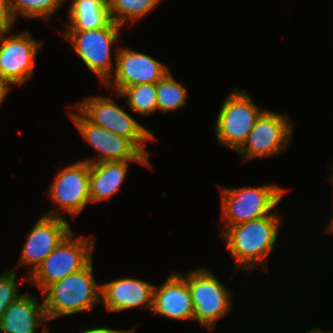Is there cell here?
<instances>
[{
    "label": "cell",
    "instance_id": "obj_22",
    "mask_svg": "<svg viewBox=\"0 0 333 333\" xmlns=\"http://www.w3.org/2000/svg\"><path fill=\"white\" fill-rule=\"evenodd\" d=\"M118 97L126 96L127 105L133 112L149 115L157 111L156 83H143L125 87Z\"/></svg>",
    "mask_w": 333,
    "mask_h": 333
},
{
    "label": "cell",
    "instance_id": "obj_5",
    "mask_svg": "<svg viewBox=\"0 0 333 333\" xmlns=\"http://www.w3.org/2000/svg\"><path fill=\"white\" fill-rule=\"evenodd\" d=\"M114 102L106 96H92L74 107L92 124L129 139L148 158L149 154L143 145L146 141L156 139L155 136Z\"/></svg>",
    "mask_w": 333,
    "mask_h": 333
},
{
    "label": "cell",
    "instance_id": "obj_15",
    "mask_svg": "<svg viewBox=\"0 0 333 333\" xmlns=\"http://www.w3.org/2000/svg\"><path fill=\"white\" fill-rule=\"evenodd\" d=\"M154 286L137 278H120L101 284L100 302L106 310L119 312L142 307L152 310Z\"/></svg>",
    "mask_w": 333,
    "mask_h": 333
},
{
    "label": "cell",
    "instance_id": "obj_18",
    "mask_svg": "<svg viewBox=\"0 0 333 333\" xmlns=\"http://www.w3.org/2000/svg\"><path fill=\"white\" fill-rule=\"evenodd\" d=\"M111 161L89 164V195L91 203L108 200L124 182L128 163Z\"/></svg>",
    "mask_w": 333,
    "mask_h": 333
},
{
    "label": "cell",
    "instance_id": "obj_12",
    "mask_svg": "<svg viewBox=\"0 0 333 333\" xmlns=\"http://www.w3.org/2000/svg\"><path fill=\"white\" fill-rule=\"evenodd\" d=\"M33 227L19 259L20 266L31 265L28 276L72 232L68 222L56 209L44 214Z\"/></svg>",
    "mask_w": 333,
    "mask_h": 333
},
{
    "label": "cell",
    "instance_id": "obj_20",
    "mask_svg": "<svg viewBox=\"0 0 333 333\" xmlns=\"http://www.w3.org/2000/svg\"><path fill=\"white\" fill-rule=\"evenodd\" d=\"M187 88L177 82L168 71L156 83L157 109L161 112L177 111L186 105Z\"/></svg>",
    "mask_w": 333,
    "mask_h": 333
},
{
    "label": "cell",
    "instance_id": "obj_19",
    "mask_svg": "<svg viewBox=\"0 0 333 333\" xmlns=\"http://www.w3.org/2000/svg\"><path fill=\"white\" fill-rule=\"evenodd\" d=\"M68 9L70 24L65 31H86L106 27L112 20L102 0H72Z\"/></svg>",
    "mask_w": 333,
    "mask_h": 333
},
{
    "label": "cell",
    "instance_id": "obj_13",
    "mask_svg": "<svg viewBox=\"0 0 333 333\" xmlns=\"http://www.w3.org/2000/svg\"><path fill=\"white\" fill-rule=\"evenodd\" d=\"M115 73L104 84L109 88L111 83L120 93L125 87L143 84L157 83L169 71L168 67L155 58L137 50L114 47Z\"/></svg>",
    "mask_w": 333,
    "mask_h": 333
},
{
    "label": "cell",
    "instance_id": "obj_7",
    "mask_svg": "<svg viewBox=\"0 0 333 333\" xmlns=\"http://www.w3.org/2000/svg\"><path fill=\"white\" fill-rule=\"evenodd\" d=\"M121 26L111 21L106 27L86 31H65L78 56L100 81L105 84L113 75L111 48L120 36Z\"/></svg>",
    "mask_w": 333,
    "mask_h": 333
},
{
    "label": "cell",
    "instance_id": "obj_11",
    "mask_svg": "<svg viewBox=\"0 0 333 333\" xmlns=\"http://www.w3.org/2000/svg\"><path fill=\"white\" fill-rule=\"evenodd\" d=\"M8 32L0 33V78L10 88L24 84L33 75L41 44L32 39L28 31L7 37Z\"/></svg>",
    "mask_w": 333,
    "mask_h": 333
},
{
    "label": "cell",
    "instance_id": "obj_28",
    "mask_svg": "<svg viewBox=\"0 0 333 333\" xmlns=\"http://www.w3.org/2000/svg\"><path fill=\"white\" fill-rule=\"evenodd\" d=\"M307 333H333L332 330L326 332V331H323V330H320L318 328H313L312 330L308 331Z\"/></svg>",
    "mask_w": 333,
    "mask_h": 333
},
{
    "label": "cell",
    "instance_id": "obj_21",
    "mask_svg": "<svg viewBox=\"0 0 333 333\" xmlns=\"http://www.w3.org/2000/svg\"><path fill=\"white\" fill-rule=\"evenodd\" d=\"M160 0H112L108 5L111 20L123 27L156 9Z\"/></svg>",
    "mask_w": 333,
    "mask_h": 333
},
{
    "label": "cell",
    "instance_id": "obj_4",
    "mask_svg": "<svg viewBox=\"0 0 333 333\" xmlns=\"http://www.w3.org/2000/svg\"><path fill=\"white\" fill-rule=\"evenodd\" d=\"M89 239L75 238L71 232L26 280L43 292L52 283L80 271L92 261L95 240Z\"/></svg>",
    "mask_w": 333,
    "mask_h": 333
},
{
    "label": "cell",
    "instance_id": "obj_10",
    "mask_svg": "<svg viewBox=\"0 0 333 333\" xmlns=\"http://www.w3.org/2000/svg\"><path fill=\"white\" fill-rule=\"evenodd\" d=\"M71 119L82 137L93 146L98 153V158L84 160L89 164L111 161H133L151 166L149 159L129 140L118 136L107 129L89 122L81 113L69 112Z\"/></svg>",
    "mask_w": 333,
    "mask_h": 333
},
{
    "label": "cell",
    "instance_id": "obj_30",
    "mask_svg": "<svg viewBox=\"0 0 333 333\" xmlns=\"http://www.w3.org/2000/svg\"><path fill=\"white\" fill-rule=\"evenodd\" d=\"M105 4L109 5L112 0H102Z\"/></svg>",
    "mask_w": 333,
    "mask_h": 333
},
{
    "label": "cell",
    "instance_id": "obj_9",
    "mask_svg": "<svg viewBox=\"0 0 333 333\" xmlns=\"http://www.w3.org/2000/svg\"><path fill=\"white\" fill-rule=\"evenodd\" d=\"M292 132V125L286 115L264 109L246 141L236 152L245 158L243 160L275 155L287 149Z\"/></svg>",
    "mask_w": 333,
    "mask_h": 333
},
{
    "label": "cell",
    "instance_id": "obj_26",
    "mask_svg": "<svg viewBox=\"0 0 333 333\" xmlns=\"http://www.w3.org/2000/svg\"><path fill=\"white\" fill-rule=\"evenodd\" d=\"M79 333H135V328L131 330H113L105 327L90 328Z\"/></svg>",
    "mask_w": 333,
    "mask_h": 333
},
{
    "label": "cell",
    "instance_id": "obj_1",
    "mask_svg": "<svg viewBox=\"0 0 333 333\" xmlns=\"http://www.w3.org/2000/svg\"><path fill=\"white\" fill-rule=\"evenodd\" d=\"M277 211L271 215L229 226L223 233L226 245L238 269L264 267L275 246L281 223ZM265 265H264V264Z\"/></svg>",
    "mask_w": 333,
    "mask_h": 333
},
{
    "label": "cell",
    "instance_id": "obj_3",
    "mask_svg": "<svg viewBox=\"0 0 333 333\" xmlns=\"http://www.w3.org/2000/svg\"><path fill=\"white\" fill-rule=\"evenodd\" d=\"M222 219L229 227L243 222L256 220L272 214L273 208L280 203L285 189L276 185L221 188Z\"/></svg>",
    "mask_w": 333,
    "mask_h": 333
},
{
    "label": "cell",
    "instance_id": "obj_31",
    "mask_svg": "<svg viewBox=\"0 0 333 333\" xmlns=\"http://www.w3.org/2000/svg\"><path fill=\"white\" fill-rule=\"evenodd\" d=\"M43 331L41 333H49V331L46 329V327L44 329H42Z\"/></svg>",
    "mask_w": 333,
    "mask_h": 333
},
{
    "label": "cell",
    "instance_id": "obj_14",
    "mask_svg": "<svg viewBox=\"0 0 333 333\" xmlns=\"http://www.w3.org/2000/svg\"><path fill=\"white\" fill-rule=\"evenodd\" d=\"M50 187L49 196L74 218L91 202L89 163L79 161L60 169Z\"/></svg>",
    "mask_w": 333,
    "mask_h": 333
},
{
    "label": "cell",
    "instance_id": "obj_17",
    "mask_svg": "<svg viewBox=\"0 0 333 333\" xmlns=\"http://www.w3.org/2000/svg\"><path fill=\"white\" fill-rule=\"evenodd\" d=\"M43 301L23 293L5 311L0 321L2 333H36L35 330L45 322H48Z\"/></svg>",
    "mask_w": 333,
    "mask_h": 333
},
{
    "label": "cell",
    "instance_id": "obj_8",
    "mask_svg": "<svg viewBox=\"0 0 333 333\" xmlns=\"http://www.w3.org/2000/svg\"><path fill=\"white\" fill-rule=\"evenodd\" d=\"M234 89L218 113L215 134L219 144L237 151L264 110L252 102L248 93Z\"/></svg>",
    "mask_w": 333,
    "mask_h": 333
},
{
    "label": "cell",
    "instance_id": "obj_27",
    "mask_svg": "<svg viewBox=\"0 0 333 333\" xmlns=\"http://www.w3.org/2000/svg\"><path fill=\"white\" fill-rule=\"evenodd\" d=\"M9 88L3 80L0 78V105L4 102L6 95L8 94Z\"/></svg>",
    "mask_w": 333,
    "mask_h": 333
},
{
    "label": "cell",
    "instance_id": "obj_29",
    "mask_svg": "<svg viewBox=\"0 0 333 333\" xmlns=\"http://www.w3.org/2000/svg\"><path fill=\"white\" fill-rule=\"evenodd\" d=\"M329 223L330 224H328V226L326 227V229H327L328 232L333 233V218H332V220H330Z\"/></svg>",
    "mask_w": 333,
    "mask_h": 333
},
{
    "label": "cell",
    "instance_id": "obj_23",
    "mask_svg": "<svg viewBox=\"0 0 333 333\" xmlns=\"http://www.w3.org/2000/svg\"><path fill=\"white\" fill-rule=\"evenodd\" d=\"M64 0H10V9L14 21L17 13L27 18L49 19L59 9Z\"/></svg>",
    "mask_w": 333,
    "mask_h": 333
},
{
    "label": "cell",
    "instance_id": "obj_6",
    "mask_svg": "<svg viewBox=\"0 0 333 333\" xmlns=\"http://www.w3.org/2000/svg\"><path fill=\"white\" fill-rule=\"evenodd\" d=\"M194 307L193 321L209 329L216 327V322L230 311L232 312V293L205 267L186 273Z\"/></svg>",
    "mask_w": 333,
    "mask_h": 333
},
{
    "label": "cell",
    "instance_id": "obj_25",
    "mask_svg": "<svg viewBox=\"0 0 333 333\" xmlns=\"http://www.w3.org/2000/svg\"><path fill=\"white\" fill-rule=\"evenodd\" d=\"M14 23L15 21L10 9V0H0V30L11 31Z\"/></svg>",
    "mask_w": 333,
    "mask_h": 333
},
{
    "label": "cell",
    "instance_id": "obj_24",
    "mask_svg": "<svg viewBox=\"0 0 333 333\" xmlns=\"http://www.w3.org/2000/svg\"><path fill=\"white\" fill-rule=\"evenodd\" d=\"M16 276L15 270H9L0 276V321L7 308L21 296Z\"/></svg>",
    "mask_w": 333,
    "mask_h": 333
},
{
    "label": "cell",
    "instance_id": "obj_2",
    "mask_svg": "<svg viewBox=\"0 0 333 333\" xmlns=\"http://www.w3.org/2000/svg\"><path fill=\"white\" fill-rule=\"evenodd\" d=\"M101 285L93 276L92 261L80 271L49 285L43 292L48 320L93 309L100 303Z\"/></svg>",
    "mask_w": 333,
    "mask_h": 333
},
{
    "label": "cell",
    "instance_id": "obj_16",
    "mask_svg": "<svg viewBox=\"0 0 333 333\" xmlns=\"http://www.w3.org/2000/svg\"><path fill=\"white\" fill-rule=\"evenodd\" d=\"M151 311L173 320L193 321L194 307L188 284L177 272L170 273L161 286H154Z\"/></svg>",
    "mask_w": 333,
    "mask_h": 333
}]
</instances>
